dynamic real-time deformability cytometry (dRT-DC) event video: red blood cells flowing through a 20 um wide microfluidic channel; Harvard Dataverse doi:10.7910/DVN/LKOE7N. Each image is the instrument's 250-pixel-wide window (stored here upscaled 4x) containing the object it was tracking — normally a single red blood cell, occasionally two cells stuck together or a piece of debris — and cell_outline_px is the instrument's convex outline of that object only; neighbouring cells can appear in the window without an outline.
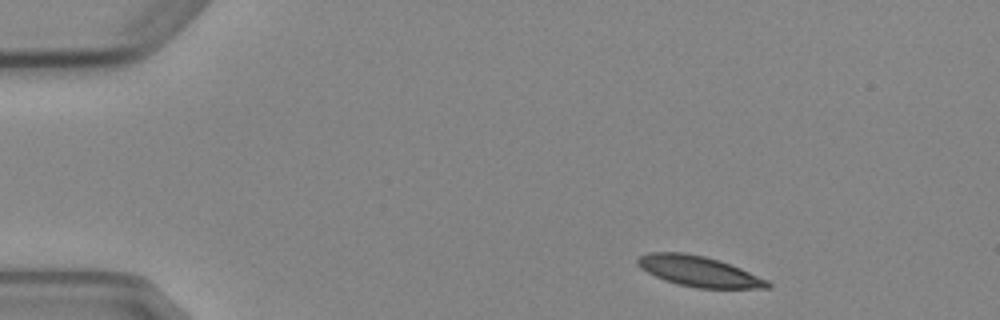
{"species": "Egyptian fruit bat (a non-hibernating species)", "species_latin": "Rousettus aegyptiacus", "temperature_condition": "cold", "stored_images_in_passage": 3, "camera_frame_rate_fps": 3000, "um_per_image_px": 0.085, "animal": {"sex": "female"}, "frame": {"image": 1, "passage_image": 1, "time_ms": 0.0, "image_size_px": [1000, 320], "cell_outline_px": [[772, 284], [768, 288], [696, 288], [676, 284], [664, 280], [640, 268], [636, 264], [636, 256], [648, 252], [684, 252], [704, 256], [720, 260], [740, 268], [768, 280]], "centroid_in_image_um": [59.35, 23.05], "position_along_channel_um": 25.6, "area_um2": 23.24}}
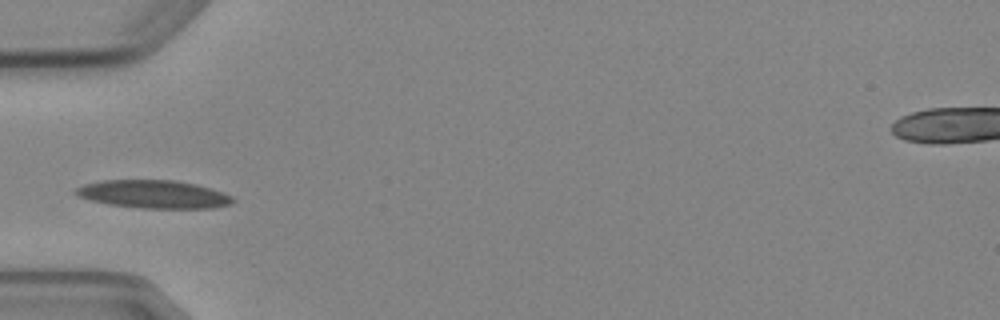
{"frame": {"image": 2, "passage_image": 3, "time_ms": 3.333, "image_size_px": [1000, 320], "cell_outline_px": [[236, 200], [232, 204], [212, 208], [140, 208], [108, 204], [88, 200], [76, 196], [72, 192], [76, 188], [84, 184], [100, 180], [176, 180], [196, 184], [212, 188], [224, 192], [232, 196]], "centroid_in_image_um": [13.05, 16.51], "position_along_channel_um": 72.0, "area_um2": 26.07}}